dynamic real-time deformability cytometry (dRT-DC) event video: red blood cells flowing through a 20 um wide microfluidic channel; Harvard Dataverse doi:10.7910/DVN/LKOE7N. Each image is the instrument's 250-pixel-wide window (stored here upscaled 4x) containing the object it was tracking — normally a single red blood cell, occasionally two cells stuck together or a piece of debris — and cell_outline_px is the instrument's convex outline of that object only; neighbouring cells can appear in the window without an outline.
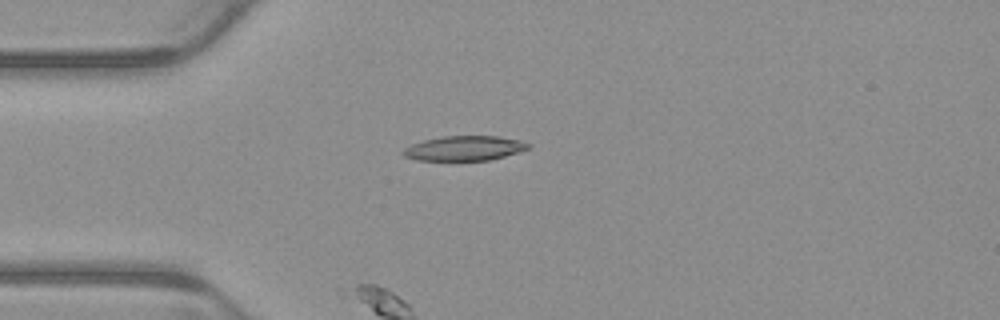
{"species": "common noctule bat (a hibernating species)", "species_latin": "Nyctalus noctula", "temperature_condition": "warm", "stored_images_in_passage": 6, "camera_frame_rate_fps": 3000, "um_per_image_px": 0.085, "animal": {"sex": "male", "body_mass_g": 23.1, "forearm_length_mm": 52.7}, "frame": {"image": 1, "passage_image": 2, "time_ms": 0.333, "image_size_px": [1000, 320], "cell_outline_px": [[532, 144], [528, 148], [504, 156], [488, 160], [416, 160], [404, 156], [400, 152], [404, 148], [412, 144], [424, 140], [444, 136], [496, 136], [520, 140]], "centroid_in_image_um": [39.43, 12.6], "position_along_channel_um": 45.6, "area_um2": 17.86}}
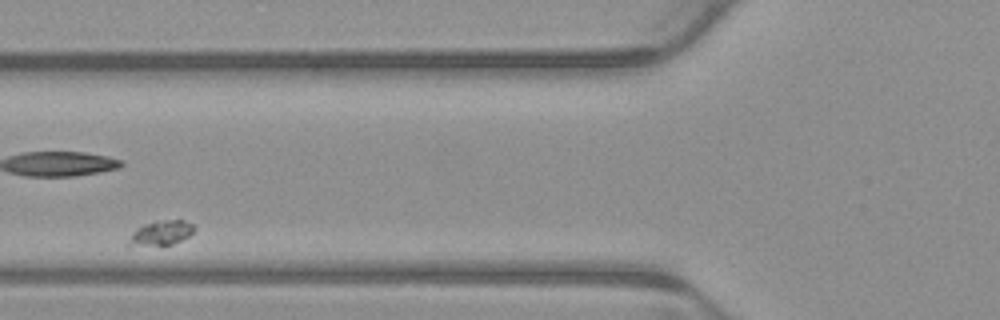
{"frame": {"image": 2, "passage_image": 4, "time_ms": 1.0, "image_size_px": [1000, 320], "cell_outline_px": [[196, 228], [188, 236], [164, 248], [128, 248], [124, 244], [132, 232], [136, 228], [144, 224], [164, 220], [180, 220], [196, 224]], "centroid_in_image_um": [13.56, 19.9], "position_along_channel_um": 112.2, "area_um2": 10.35}}
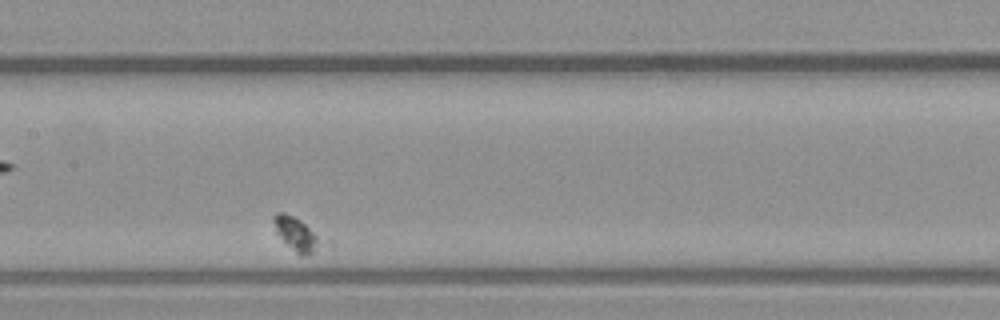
{"frame": {"image": 3, "passage_image": 6, "time_ms": 1.667, "image_size_px": [1000, 320], "cell_outline_px": [[332, 248], [308, 256], [300, 256], [276, 232], [272, 220], [272, 216], [276, 212], [284, 212], [300, 220], [332, 240]], "centroid_in_image_um": [25.52, 19.98], "position_along_channel_um": 181.9, "area_um2": 10.75}}